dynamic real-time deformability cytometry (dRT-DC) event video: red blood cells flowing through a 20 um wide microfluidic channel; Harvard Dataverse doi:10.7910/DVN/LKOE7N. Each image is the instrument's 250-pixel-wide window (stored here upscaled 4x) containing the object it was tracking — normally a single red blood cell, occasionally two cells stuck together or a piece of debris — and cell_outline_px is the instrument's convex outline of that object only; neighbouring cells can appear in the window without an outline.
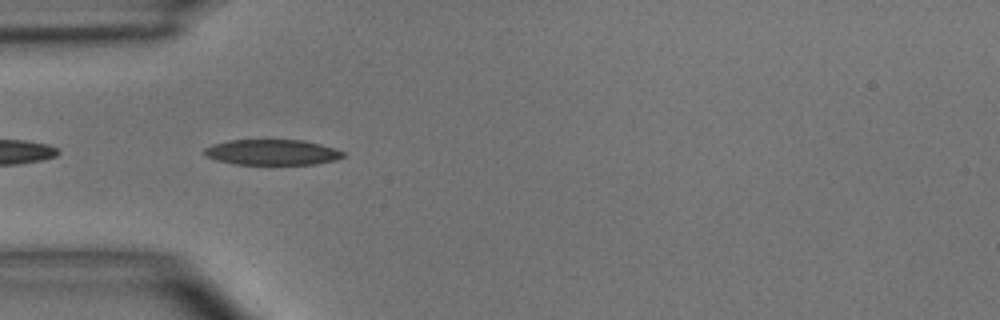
{"species": "common noctule bat (a hibernating species)", "species_latin": "Nyctalus noctula", "temperature_condition": "room temperature", "stored_images_in_passage": 3, "camera_frame_rate_fps": 3000, "um_per_image_px": 0.085, "animal": {"sex": "male", "body_mass_g": 15.6}, "frame": {"image": 1, "passage_image": 1, "time_ms": 0.0, "image_size_px": [1000, 320], "cell_outline_px": [[344, 156], [336, 160], [316, 164], [236, 164], [216, 160], [204, 156], [204, 148], [212, 144], [228, 140], [304, 140], [320, 144], [344, 152]], "centroid_in_image_um": [23.1, 12.94], "position_along_channel_um": 61.9, "area_um2": 20.63}}